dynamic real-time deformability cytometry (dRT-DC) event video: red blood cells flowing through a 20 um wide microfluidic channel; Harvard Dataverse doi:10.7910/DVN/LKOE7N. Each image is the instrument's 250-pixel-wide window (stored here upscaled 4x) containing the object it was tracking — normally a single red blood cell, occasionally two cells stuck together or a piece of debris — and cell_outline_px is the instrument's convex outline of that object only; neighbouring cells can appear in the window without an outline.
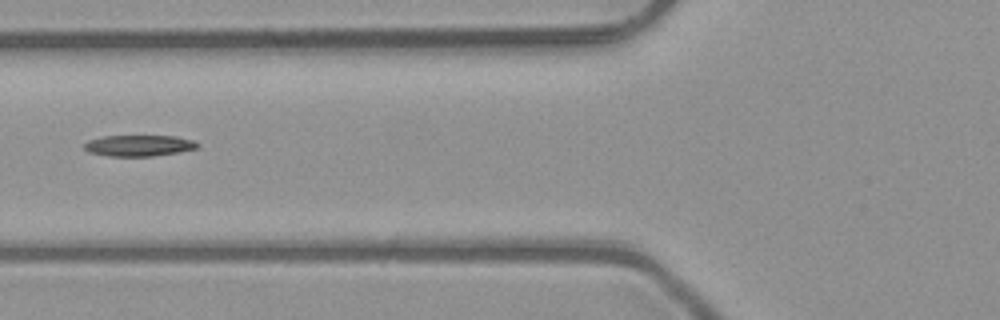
{"species": "common noctule bat (a hibernating species)", "species_latin": "Nyctalus noctula", "temperature_condition": "room temperature", "stored_images_in_passage": 5, "camera_frame_rate_fps": 3000, "um_per_image_px": 0.085, "animal": {"sex": "male", "body_mass_g": 23.1, "forearm_length_mm": 52.7}, "frame": {"image": 1, "passage_image": 5, "time_ms": 1.333, "image_size_px": [1000, 320], "cell_outline_px": [[200, 144], [196, 148], [180, 152], [152, 156], [108, 156], [92, 152], [84, 148], [84, 144], [88, 140], [104, 136], [176, 136], [192, 140]], "centroid_in_image_um": [11.83, 12.37], "position_along_channel_um": 114.0, "area_um2": 13.81}}